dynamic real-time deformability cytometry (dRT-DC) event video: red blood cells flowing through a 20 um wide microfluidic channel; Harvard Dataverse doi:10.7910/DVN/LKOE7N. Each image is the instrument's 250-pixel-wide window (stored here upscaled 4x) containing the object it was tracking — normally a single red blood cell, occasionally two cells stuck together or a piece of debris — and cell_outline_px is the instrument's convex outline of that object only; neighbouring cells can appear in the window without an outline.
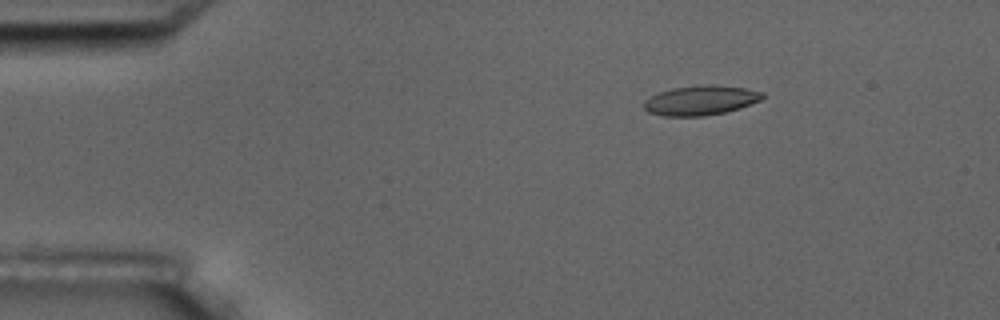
{"species": "common noctule bat (a hibernating species)", "species_latin": "Nyctalus noctula", "temperature_condition": "room temperature", "stored_images_in_passage": 6, "camera_frame_rate_fps": 3000, "um_per_image_px": 0.085, "animal": {"sex": "male", "body_mass_g": 17.5, "forearm_length_mm": 52.3}, "frame": {"image": 1, "passage_image": 3, "time_ms": 2.333, "image_size_px": [1000, 320], "cell_outline_px": [[764, 96], [760, 100], [740, 108], [724, 112], [704, 116], [664, 116], [648, 112], [644, 108], [644, 100], [660, 92], [672, 88], [708, 84], [744, 88], [764, 92]], "centroid_in_image_um": [59.55, 8.53], "position_along_channel_um": 25.4, "area_um2": 20.29}}